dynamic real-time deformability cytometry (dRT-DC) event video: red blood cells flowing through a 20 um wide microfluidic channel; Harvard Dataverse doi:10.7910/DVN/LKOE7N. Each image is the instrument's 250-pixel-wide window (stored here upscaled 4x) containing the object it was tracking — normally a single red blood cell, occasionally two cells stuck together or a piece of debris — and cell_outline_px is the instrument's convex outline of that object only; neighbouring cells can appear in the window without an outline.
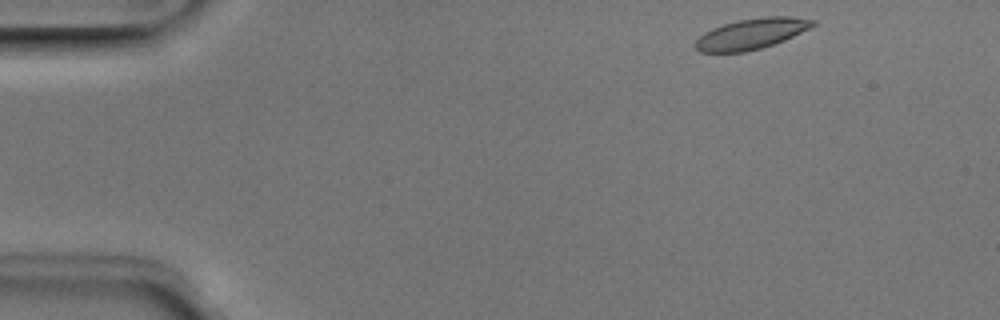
{"species": "Egyptian fruit bat (a non-hibernating species)", "species_latin": "Rousettus aegyptiacus", "temperature_condition": "room temperature", "stored_images_in_passage": 46, "camera_frame_rate_fps": 3000, "um_per_image_px": 0.085, "animal": {"sex": "male"}, "frame": {"image": 1, "passage_image": 1, "time_ms": 0.0, "image_size_px": [1000, 320], "cell_outline_px": [[816, 24], [784, 40], [760, 48], [744, 52], [700, 52], [692, 44], [704, 32], [712, 28], [724, 24], [740, 20], [764, 16], [788, 16], [816, 20]], "centroid_in_image_um": [63.83, 2.87], "position_along_channel_um": 21.2, "area_um2": 20.75}}
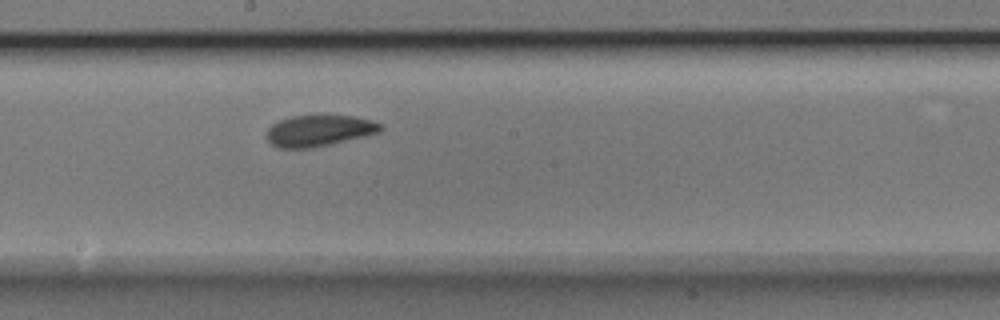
{"frame": {"image": 2, "passage_image": 23, "time_ms": 7.333, "image_size_px": [1000, 320], "cell_outline_px": [[384, 128], [380, 132], [364, 136], [312, 148], [280, 148], [272, 144], [268, 140], [268, 128], [272, 124], [280, 120], [292, 116], [352, 116], [372, 120], [384, 124]], "centroid_in_image_um": [27.16, 11.1], "position_along_channel_um": 221.0, "area_um2": 20.52}}
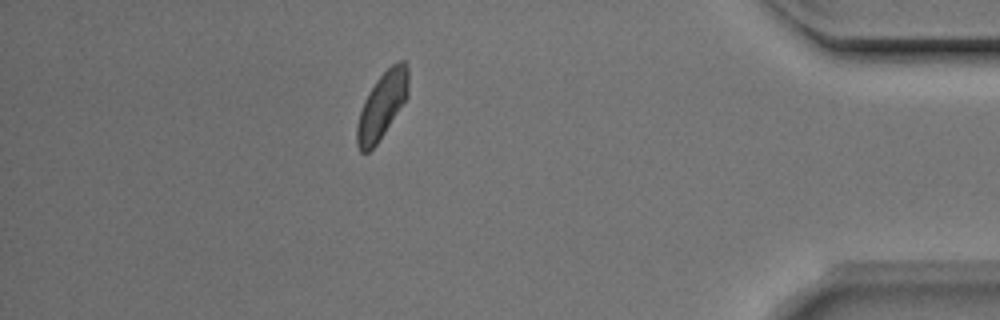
{"frame": {"image": 3, "passage_image": 40, "time_ms": 13.0, "image_size_px": [1000, 320], "cell_outline_px": [[408, 96], [376, 144], [368, 152], [360, 152], [356, 144], [356, 128], [360, 112], [364, 100], [368, 92], [376, 80], [392, 64], [400, 60], [404, 60], [408, 64]], "centroid_in_image_um": [32.46, 8.94], "position_along_channel_um": 402.7, "area_um2": 19.65}, "authors_computed_cell_mechanics": {"area_um2": 20.519, "velocity_mm_per_s": 3.938, "shape_relaxation_time_tau1_ms": 2.7208, "shape_relaxation_time_tau2_ms": 2.5226, "deformation_change_tau1": 0.0831, "deformation_change_tau2": 0.0744}}